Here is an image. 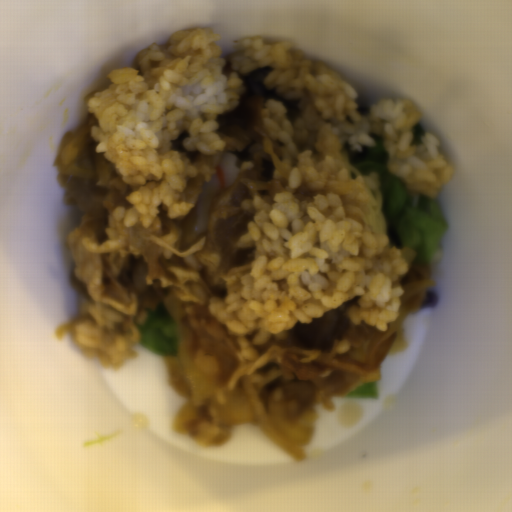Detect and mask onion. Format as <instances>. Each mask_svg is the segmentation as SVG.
<instances>
[{"mask_svg":"<svg viewBox=\"0 0 512 512\" xmlns=\"http://www.w3.org/2000/svg\"><path fill=\"white\" fill-rule=\"evenodd\" d=\"M178 344L175 356H165L170 384L183 397L172 425L175 432L185 435L201 406L209 405L220 415L221 424L252 425L292 458L302 460L303 448L313 436L312 428L288 420L279 403L266 407L257 388L247 378L242 382L243 395L222 391L196 366L185 343L178 341Z\"/></svg>","mask_w":512,"mask_h":512,"instance_id":"onion-1","label":"onion"},{"mask_svg":"<svg viewBox=\"0 0 512 512\" xmlns=\"http://www.w3.org/2000/svg\"><path fill=\"white\" fill-rule=\"evenodd\" d=\"M408 318V312L403 307H399L397 318L395 321L388 323L389 331L395 333V339L388 351V354H396L403 351L406 346L404 343V327L403 323Z\"/></svg>","mask_w":512,"mask_h":512,"instance_id":"onion-2","label":"onion"}]
</instances>
